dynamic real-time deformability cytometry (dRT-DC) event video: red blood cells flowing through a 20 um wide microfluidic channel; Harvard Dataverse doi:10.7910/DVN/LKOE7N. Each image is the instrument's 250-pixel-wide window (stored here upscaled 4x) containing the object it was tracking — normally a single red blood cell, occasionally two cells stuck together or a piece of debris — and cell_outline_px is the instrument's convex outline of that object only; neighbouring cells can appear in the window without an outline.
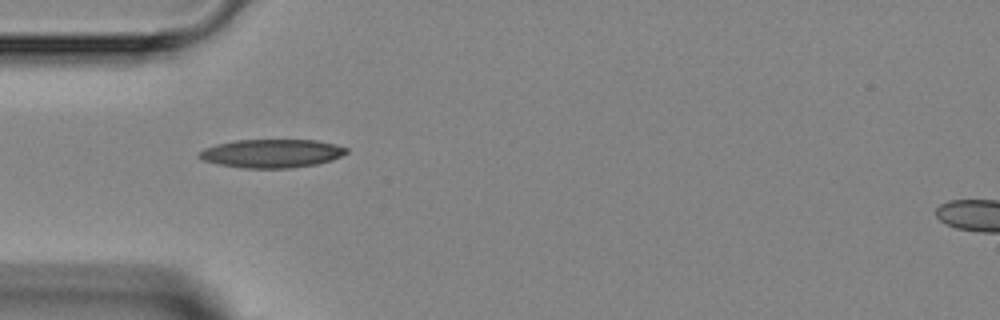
{"species": "Egyptian fruit bat (a non-hibernating species)", "species_latin": "Rousettus aegyptiacus", "temperature_condition": "room temperature", "stored_images_in_passage": 3, "camera_frame_rate_fps": 3000, "um_per_image_px": 0.085, "animal": {"sex": "female"}, "frame": {"image": 1, "passage_image": 1, "time_ms": 0.0, "image_size_px": [1000, 320], "cell_outline_px": [[348, 152], [332, 160], [316, 164], [292, 168], [244, 168], [220, 164], [204, 160], [196, 156], [204, 148], [216, 144], [236, 140], [316, 140], [336, 144], [348, 148]], "centroid_in_image_um": [23.11, 13.03], "position_along_channel_um": 61.9, "area_um2": 24.39}}
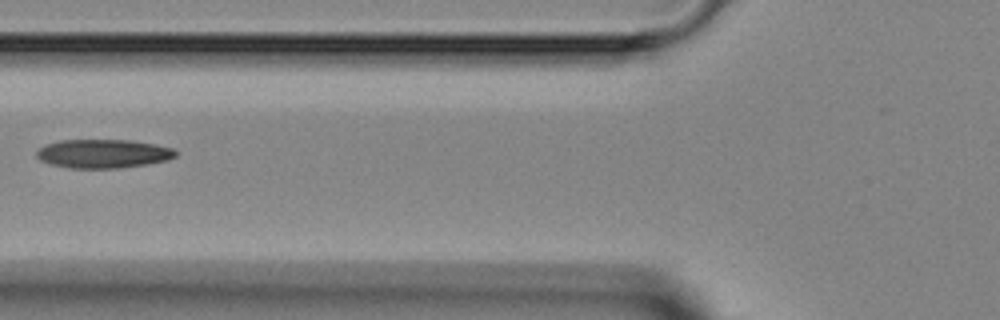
{"frame": {"image": 2, "passage_image": 2, "time_ms": 1.333, "image_size_px": [1000, 320], "cell_outline_px": [[176, 156], [168, 160], [144, 164], [116, 168], [68, 168], [52, 164], [40, 160], [36, 156], [36, 152], [44, 144], [60, 140], [128, 140], [156, 144], [172, 148], [176, 152]], "centroid_in_image_um": [8.74, 13.05], "position_along_channel_um": 117.1, "area_um2": 23.18}}
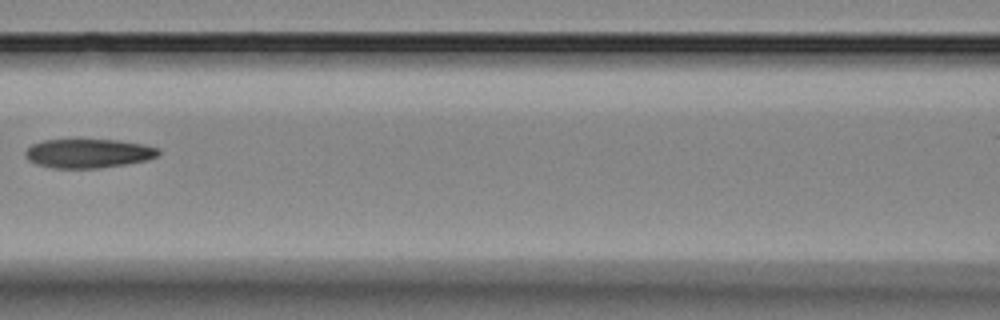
{"frame": {"image": 3, "passage_image": 3, "time_ms": 2.333, "image_size_px": [1000, 320], "cell_outline_px": [[160, 152], [156, 156], [148, 160], [100, 168], [52, 168], [36, 164], [28, 160], [24, 156], [24, 152], [32, 144], [44, 140], [116, 140], [140, 144], [160, 148]], "centroid_in_image_um": [7.48, 13.04], "position_along_channel_um": 159.1, "area_um2": 22.43}}